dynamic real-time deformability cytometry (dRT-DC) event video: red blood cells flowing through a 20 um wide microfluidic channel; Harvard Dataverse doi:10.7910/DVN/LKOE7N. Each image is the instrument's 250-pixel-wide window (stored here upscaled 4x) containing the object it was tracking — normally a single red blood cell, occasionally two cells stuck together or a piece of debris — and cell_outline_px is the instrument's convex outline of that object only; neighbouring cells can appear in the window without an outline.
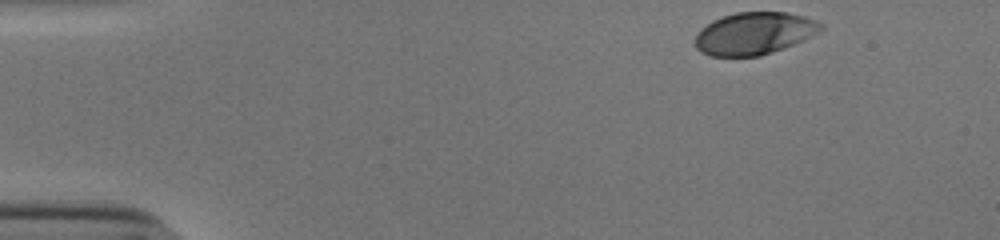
{"species": "human", "species_latin": "Homo sapiens", "temperature_condition": "cold", "stored_images_in_passage": 38, "camera_frame_rate_fps": 3000, "um_per_image_px": 0.085, "donor": {"sex": "male"}, "frame": {"image": 1, "passage_image": 1, "time_ms": 0.0, "image_size_px": [1000, 240], "cell_outline_px": [[824, 28], [820, 32], [804, 40], [772, 52], [760, 56], [708, 56], [700, 52], [696, 48], [696, 32], [700, 28], [712, 20], [736, 12], [784, 12], [804, 16], [816, 20], [824, 24]], "centroid_in_image_um": [64.11, 2.84], "position_along_channel_um": 20.9, "area_um2": 31.21}}
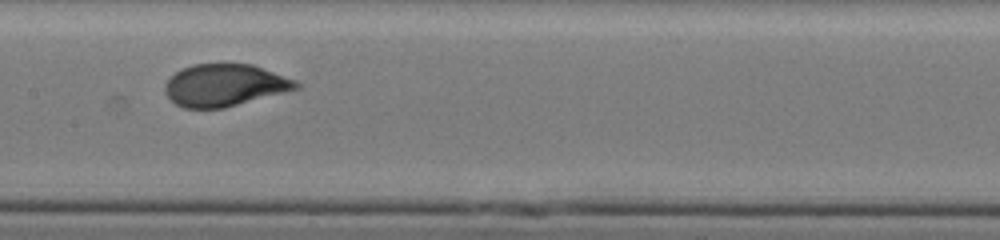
{"frame": {"image": 2, "passage_image": 22, "time_ms": 7.0, "image_size_px": [1000, 240], "cell_outline_px": [[300, 88], [224, 108], [184, 108], [176, 104], [164, 92], [164, 84], [176, 72], [192, 64], [252, 64], [296, 80], [300, 84]], "centroid_in_image_um": [19.1, 7.24], "position_along_channel_um": 188.3, "area_um2": 32.02}}
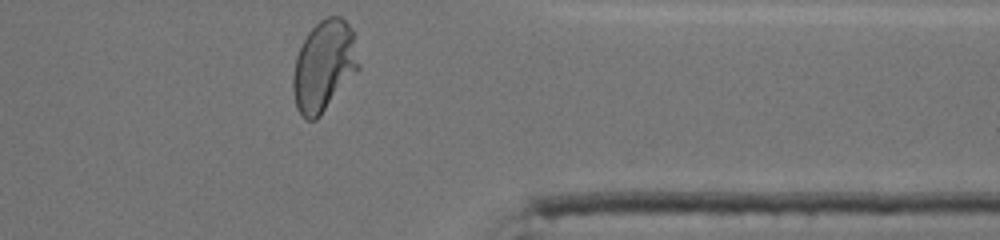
{"frame": {"image": 3, "passage_image": 38, "time_ms": 12.333, "image_size_px": [1000, 240], "cell_outline_px": [[360, 68], [320, 116], [316, 120], [304, 120], [300, 116], [296, 108], [292, 92], [292, 76], [296, 56], [308, 32], [324, 16], [340, 16], [352, 28], [360, 64]], "centroid_in_image_um": [27.52, 5.63], "position_along_channel_um": 383.9, "area_um2": 35.03}, "authors_computed_cell_mechanics": {"area_um2": 32.657, "velocity_mm_per_s": 3.839, "shape_relaxation_time_tau1_ms": 4.1323, "shape_relaxation_time_tau2_ms": null, "deformation_change_tau1": 0.1672, "deformation_change_tau2": null}}